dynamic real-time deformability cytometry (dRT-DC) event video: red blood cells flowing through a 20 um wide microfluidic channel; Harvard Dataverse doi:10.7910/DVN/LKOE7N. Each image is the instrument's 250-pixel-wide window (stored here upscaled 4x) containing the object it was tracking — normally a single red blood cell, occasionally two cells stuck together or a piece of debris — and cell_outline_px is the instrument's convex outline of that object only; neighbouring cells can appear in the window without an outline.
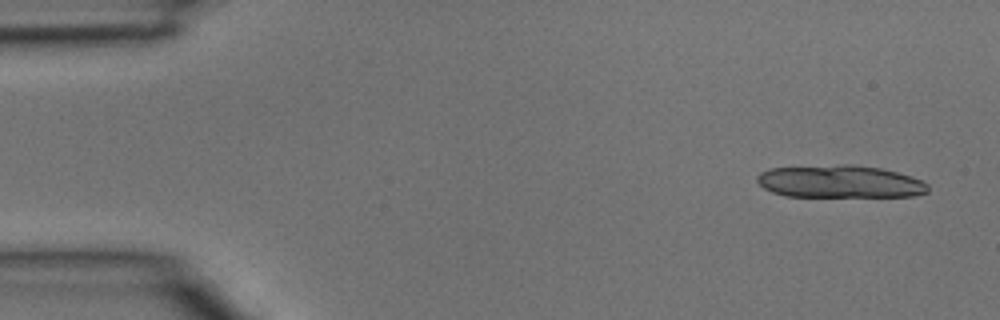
{"species": "common noctule bat (a hibernating species)", "species_latin": "Nyctalus noctula", "temperature_condition": "room temperature", "stored_images_in_passage": 4, "camera_frame_rate_fps": 3000, "um_per_image_px": 0.085, "animal": {"sex": "male", "body_mass_g": 15.6}, "frame": {"image": 1, "passage_image": 1, "time_ms": 0.0, "image_size_px": [1000, 320], "cell_outline_px": [[928, 192], [916, 196], [788, 196], [772, 192], [764, 188], [756, 180], [756, 176], [760, 172], [768, 168], [844, 164], [852, 164], [880, 168], [912, 176], [928, 184]], "centroid_in_image_um": [71.38, 15.43], "position_along_channel_um": 13.6, "area_um2": 32.48}}